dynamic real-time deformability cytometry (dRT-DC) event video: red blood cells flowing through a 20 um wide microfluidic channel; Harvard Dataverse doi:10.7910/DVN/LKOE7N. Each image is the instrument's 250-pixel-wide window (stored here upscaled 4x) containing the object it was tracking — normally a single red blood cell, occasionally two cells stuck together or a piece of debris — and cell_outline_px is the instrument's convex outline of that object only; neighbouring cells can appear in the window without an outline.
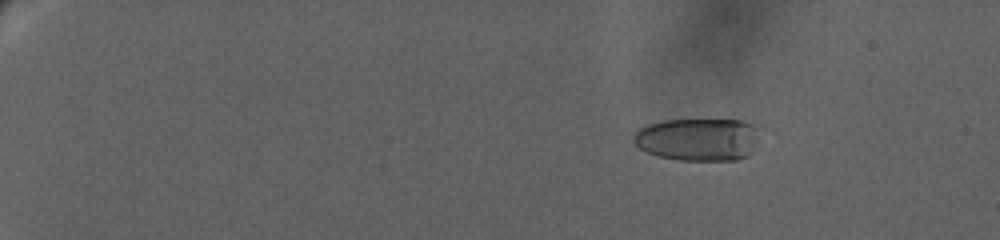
{"species": "human", "species_latin": "Homo sapiens", "temperature_condition": "warm", "stored_images_in_passage": 76, "camera_frame_rate_fps": 3000, "um_per_image_px": 0.085, "donor": {"sex": "female"}, "frame": {"image": 1, "passage_image": 1, "time_ms": 0.0, "image_size_px": [1000, 240], "cell_outline_px": [[752, 152], [748, 156], [736, 160], [680, 160], [660, 156], [648, 152], [640, 148], [632, 140], [636, 132], [640, 128], [648, 124], [664, 120], [740, 120], [752, 124]], "centroid_in_image_um": [59.23, 11.85], "position_along_channel_um": 25.8, "area_um2": 30.52}}
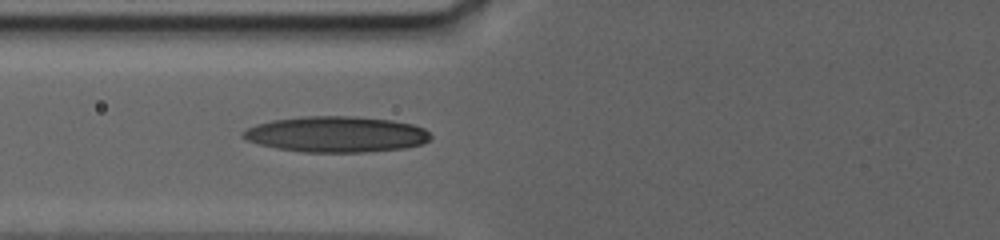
{"frame": {"image": 2, "passage_image": 42, "time_ms": 7.667, "image_size_px": [1000, 240], "cell_outline_px": [[432, 136], [428, 140], [420, 144], [404, 148], [364, 152], [300, 152], [276, 148], [260, 144], [248, 140], [240, 136], [240, 132], [256, 124], [272, 120], [300, 116], [352, 116], [392, 120], [412, 124], [424, 128]], "centroid_in_image_um": [28.55, 11.41], "position_along_channel_um": 97.3, "area_um2": 39.25}}
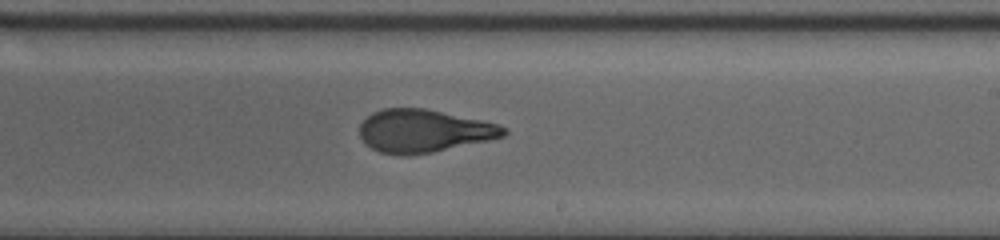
{"frame": {"image": 3, "passage_image": 75, "time_ms": 13.0, "image_size_px": [1000, 240], "cell_outline_px": [[508, 132], [504, 136], [488, 140], [432, 152], [404, 156], [380, 152], [364, 144], [360, 136], [360, 124], [372, 112], [384, 108], [424, 108], [484, 120], [500, 124], [508, 128]], "centroid_in_image_um": [36.03, 11.12], "position_along_channel_um": 253.0, "area_um2": 36.13}}